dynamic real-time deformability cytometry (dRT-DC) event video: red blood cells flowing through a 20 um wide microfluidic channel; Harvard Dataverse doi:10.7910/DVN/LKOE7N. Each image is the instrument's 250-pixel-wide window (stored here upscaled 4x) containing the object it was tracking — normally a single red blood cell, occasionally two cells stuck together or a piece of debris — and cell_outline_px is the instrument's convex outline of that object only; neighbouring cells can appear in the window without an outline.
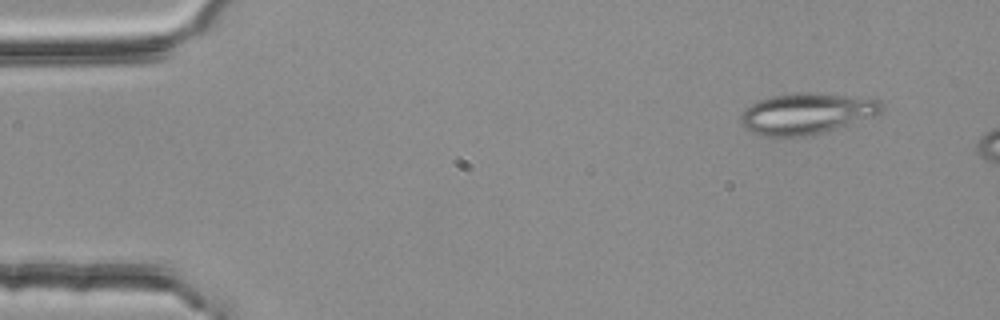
{"species": "common noctule bat (a hibernating species)", "species_latin": "Nyctalus noctula", "temperature_condition": "room temperature", "stored_images_in_passage": 3, "camera_frame_rate_fps": 3000, "um_per_image_px": 0.085, "animal": {"sex": "female", "body_mass_g": 25.1}, "frame": {"image": 1, "passage_image": 1, "time_ms": 0.0, "image_size_px": [1000, 320], "cell_outline_px": [[884, 108], [880, 112], [872, 116], [824, 132], [804, 136], [760, 136], [748, 132], [740, 124], [740, 116], [744, 108], [756, 100], [768, 96], [792, 92], [808, 92], [856, 96], [880, 100]], "centroid_in_image_um": [68.46, 9.64], "position_along_channel_um": 16.5, "area_um2": 34.1}}